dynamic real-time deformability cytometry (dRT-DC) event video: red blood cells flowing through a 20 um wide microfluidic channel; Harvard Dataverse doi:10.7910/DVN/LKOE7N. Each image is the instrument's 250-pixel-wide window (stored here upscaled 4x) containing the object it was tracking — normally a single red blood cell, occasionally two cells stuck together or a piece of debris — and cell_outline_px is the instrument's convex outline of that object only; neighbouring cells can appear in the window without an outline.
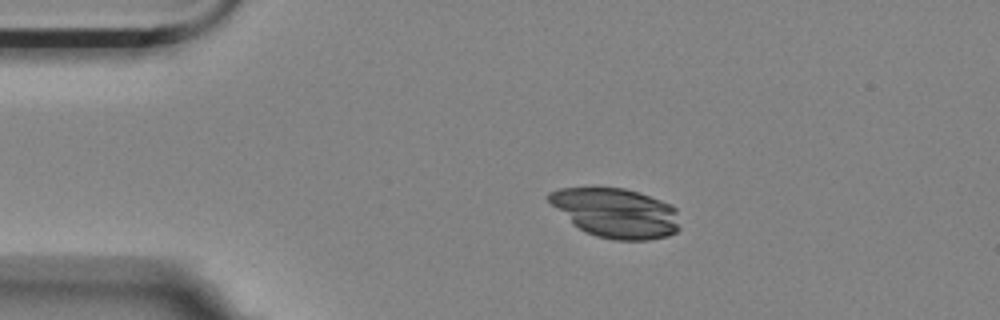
{"species": "Egyptian fruit bat (a non-hibernating species)", "species_latin": "Rousettus aegyptiacus", "temperature_condition": "room temperature", "stored_images_in_passage": 4, "camera_frame_rate_fps": 3000, "um_per_image_px": 0.085, "animal": {"sex": "female"}, "frame": {"image": 1, "passage_image": 2, "time_ms": 0.333, "image_size_px": [1000, 320], "cell_outline_px": [[680, 228], [676, 232], [668, 236], [648, 240], [616, 240], [596, 236], [580, 228], [552, 204], [544, 196], [548, 192], [560, 188], [624, 188], [672, 204], [676, 208]], "centroid_in_image_um": [52.4, 18.1], "position_along_channel_um": 32.6, "area_um2": 37.28}}